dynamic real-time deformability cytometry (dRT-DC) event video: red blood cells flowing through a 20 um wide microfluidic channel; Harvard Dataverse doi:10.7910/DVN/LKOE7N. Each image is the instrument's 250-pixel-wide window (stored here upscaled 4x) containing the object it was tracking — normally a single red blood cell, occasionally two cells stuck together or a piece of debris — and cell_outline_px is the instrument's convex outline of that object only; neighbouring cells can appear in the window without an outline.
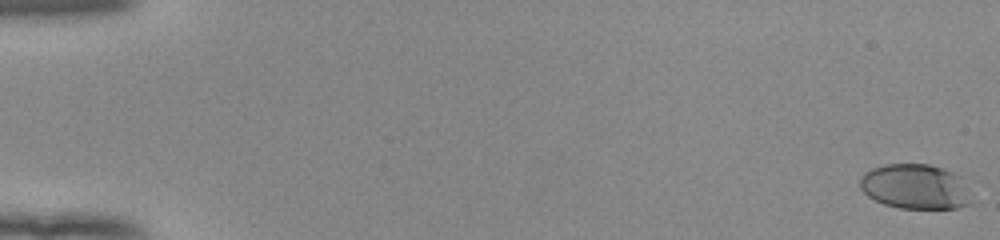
{"species": "human", "species_latin": "Homo sapiens", "temperature_condition": "room temperature", "stored_images_in_passage": 54, "camera_frame_rate_fps": 3000, "um_per_image_px": 0.085, "donor": {"sex": "female"}, "frame": {"image": 1, "passage_image": 1, "time_ms": 0.0, "image_size_px": [1000, 240], "cell_outline_px": [[972, 204], [956, 208], [900, 208], [884, 204], [868, 196], [860, 188], [860, 176], [864, 172], [872, 168], [884, 164], [928, 164], [944, 168], [952, 172], [956, 176]], "centroid_in_image_um": [77.69, 15.86], "position_along_channel_um": 7.3, "area_um2": 28.61}}
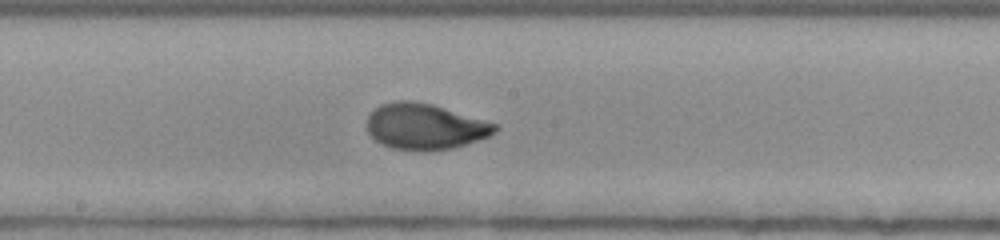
{"frame": {"image": 2, "passage_image": 31, "time_ms": 10.0, "image_size_px": [1000, 240], "cell_outline_px": [[500, 128], [496, 132], [488, 136], [452, 148], [416, 152], [392, 148], [376, 140], [368, 132], [368, 116], [380, 104], [396, 100], [412, 100], [432, 104], [500, 124]], "centroid_in_image_um": [36.15, 10.75], "position_along_channel_um": 212.1, "area_um2": 34.33}}
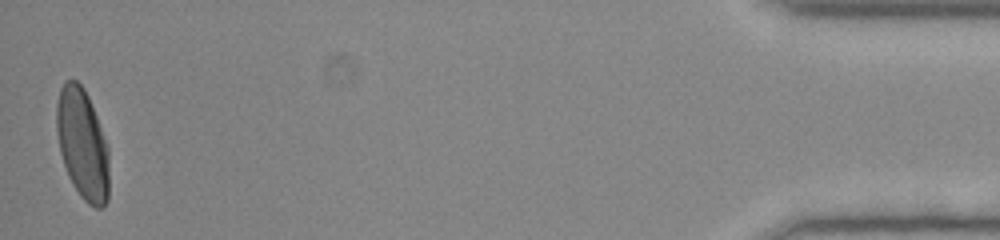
{"frame": {"image": 3, "passage_image": 54, "time_ms": 17.667, "image_size_px": [1000, 240], "cell_outline_px": [[108, 200], [104, 208], [96, 208], [88, 204], [80, 196], [72, 184], [68, 176], [60, 152], [56, 128], [56, 104], [60, 88], [64, 80], [76, 80], [84, 88], [88, 96], [96, 116], [108, 148]], "centroid_in_image_um": [6.99, 12.26], "position_along_channel_um": 428.2, "area_um2": 33.87}, "authors_computed_cell_mechanics": {"area_um2": 33.0616, "velocity_mm_per_s": 3.9178, "shape_relaxation_time_tau1_ms": 3.9154, "shape_relaxation_time_tau2_ms": null, "deformation_change_tau1": 0.187, "deformation_change_tau2": null}}